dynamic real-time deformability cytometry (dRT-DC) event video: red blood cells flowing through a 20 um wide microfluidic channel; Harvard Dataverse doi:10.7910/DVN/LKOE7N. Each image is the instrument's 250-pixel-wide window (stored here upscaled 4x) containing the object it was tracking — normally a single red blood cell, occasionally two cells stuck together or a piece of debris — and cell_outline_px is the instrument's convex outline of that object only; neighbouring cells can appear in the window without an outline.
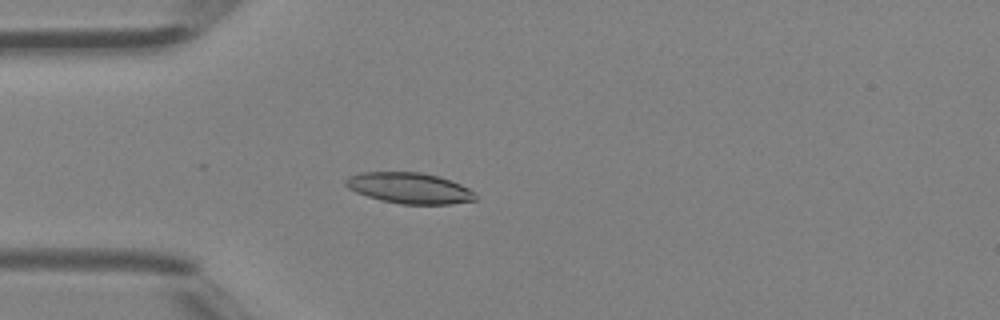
{"species": "Egyptian fruit bat (a non-hibernating species)", "species_latin": "Rousettus aegyptiacus", "temperature_condition": "room temperature", "stored_images_in_passage": 4, "camera_frame_rate_fps": 3000, "um_per_image_px": 0.085, "animal": {"sex": "female"}, "frame": {"image": 1, "passage_image": 4, "time_ms": 1.0, "image_size_px": [1000, 320], "cell_outline_px": [[476, 200], [452, 204], [400, 204], [380, 200], [356, 192], [348, 188], [344, 184], [344, 180], [348, 176], [360, 172], [420, 172], [440, 176], [460, 184], [476, 192]], "centroid_in_image_um": [34.8, 15.98], "position_along_channel_um": 50.2, "area_um2": 23.52}}